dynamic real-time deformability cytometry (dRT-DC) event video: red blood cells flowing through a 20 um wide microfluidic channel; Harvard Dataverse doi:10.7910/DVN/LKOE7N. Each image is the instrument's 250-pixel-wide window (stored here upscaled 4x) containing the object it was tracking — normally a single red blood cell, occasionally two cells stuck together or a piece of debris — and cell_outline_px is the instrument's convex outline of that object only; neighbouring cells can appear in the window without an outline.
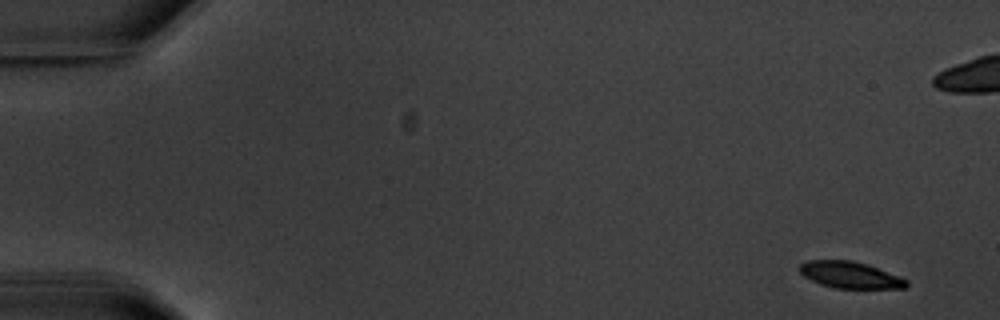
{"species": "common noctule bat (a hibernating species)", "species_latin": "Nyctalus noctula", "temperature_condition": "warm", "stored_images_in_passage": 6, "camera_frame_rate_fps": 3000, "um_per_image_px": 0.085, "animal": {"sex": "male", "body_mass_g": 20.1, "forearm_length_mm": 53.5}, "frame": {"image": 1, "passage_image": 1, "time_ms": 0.0, "image_size_px": [1000, 320], "cell_outline_px": [[908, 284], [904, 288], [836, 288], [820, 284], [804, 276], [800, 272], [800, 264], [808, 260], [852, 260], [868, 264], [900, 276], [908, 280]], "centroid_in_image_um": [72.28, 23.36], "position_along_channel_um": 12.7, "area_um2": 16.53}}